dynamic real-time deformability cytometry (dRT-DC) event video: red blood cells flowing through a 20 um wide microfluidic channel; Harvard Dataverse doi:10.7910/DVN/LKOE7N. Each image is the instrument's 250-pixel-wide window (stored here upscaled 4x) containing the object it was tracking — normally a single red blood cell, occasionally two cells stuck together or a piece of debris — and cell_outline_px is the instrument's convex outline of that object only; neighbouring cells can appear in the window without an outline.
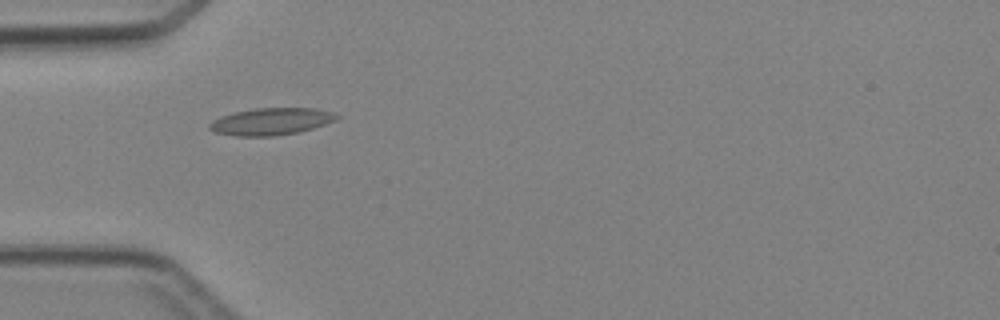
{"species": "Egyptian fruit bat (a non-hibernating species)", "species_latin": "Rousettus aegyptiacus", "temperature_condition": "cold", "stored_images_in_passage": 3, "camera_frame_rate_fps": 3000, "um_per_image_px": 0.085, "animal": {"sex": "female"}, "frame": {"image": 1, "passage_image": 2, "time_ms": 1.333, "image_size_px": [1000, 320], "cell_outline_px": [[340, 116], [336, 120], [312, 128], [296, 132], [272, 136], [236, 136], [216, 132], [208, 128], [208, 124], [212, 120], [220, 116], [236, 112], [256, 108], [316, 108], [332, 112]], "centroid_in_image_um": [23.02, 10.32], "position_along_channel_um": 62.0, "area_um2": 19.88}}
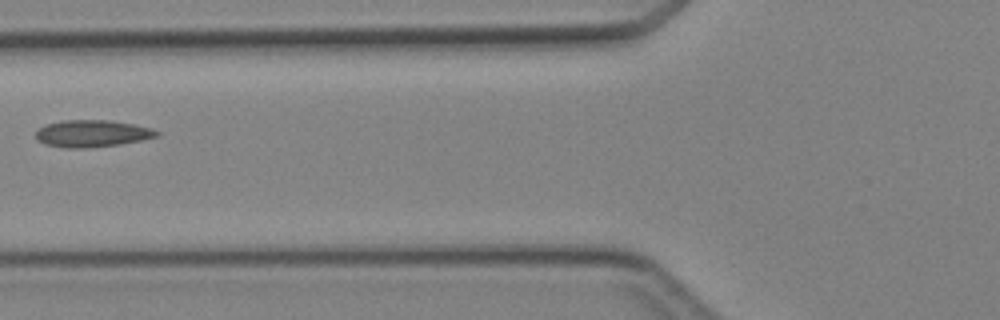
{"frame": {"image": 2, "passage_image": 3, "time_ms": 2.667, "image_size_px": [1000, 320], "cell_outline_px": [[160, 136], [120, 144], [80, 148], [68, 148], [44, 144], [36, 140], [36, 132], [44, 124], [64, 120], [112, 120], [152, 128], [160, 132]], "centroid_in_image_um": [7.82, 11.34], "position_along_channel_um": 118.0, "area_um2": 19.02}}